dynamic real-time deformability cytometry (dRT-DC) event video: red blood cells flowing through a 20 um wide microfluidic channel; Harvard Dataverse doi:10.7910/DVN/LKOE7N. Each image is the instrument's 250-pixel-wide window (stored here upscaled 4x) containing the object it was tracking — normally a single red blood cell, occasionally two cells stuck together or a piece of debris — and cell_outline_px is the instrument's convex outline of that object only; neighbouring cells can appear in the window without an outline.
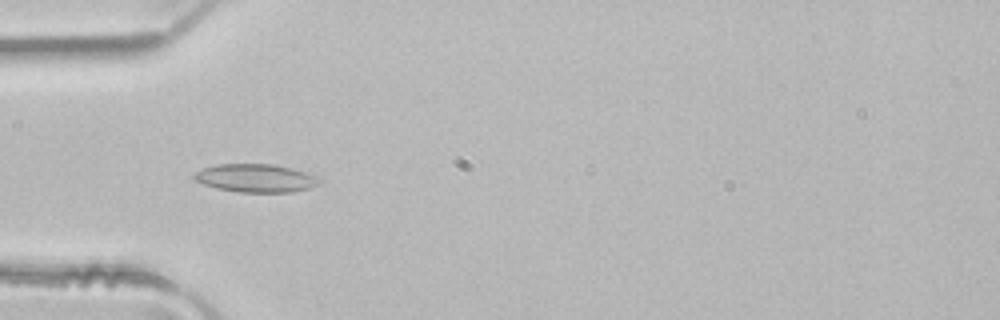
{"species": "common noctule bat (a hibernating species)", "species_latin": "Nyctalus noctula", "temperature_condition": "room temperature", "stored_images_in_passage": 4, "camera_frame_rate_fps": 3000, "um_per_image_px": 0.085, "animal": {"sex": "male", "body_mass_g": 21.5, "forearm_length_mm": 52.0}, "frame": {"image": 1, "passage_image": 3, "time_ms": 0.667, "image_size_px": [1000, 320], "cell_outline_px": [[320, 184], [308, 188], [292, 192], [240, 192], [216, 188], [204, 184], [196, 180], [192, 176], [196, 172], [204, 168], [216, 164], [276, 164], [292, 168], [316, 176], [320, 180]], "centroid_in_image_um": [21.74, 15.13], "position_along_channel_um": 63.3, "area_um2": 20.46}}
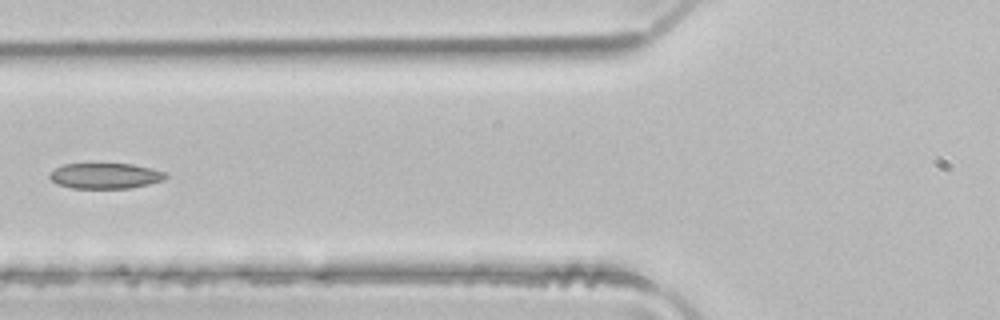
{"frame": {"image": 2, "passage_image": 4, "time_ms": 1.0, "image_size_px": [1000, 320], "cell_outline_px": [[168, 176], [164, 180], [132, 188], [72, 188], [56, 184], [48, 176], [56, 168], [64, 164], [132, 164], [152, 168], [164, 172]], "centroid_in_image_um": [8.96, 14.95], "position_along_channel_um": 116.8, "area_um2": 17.22}}